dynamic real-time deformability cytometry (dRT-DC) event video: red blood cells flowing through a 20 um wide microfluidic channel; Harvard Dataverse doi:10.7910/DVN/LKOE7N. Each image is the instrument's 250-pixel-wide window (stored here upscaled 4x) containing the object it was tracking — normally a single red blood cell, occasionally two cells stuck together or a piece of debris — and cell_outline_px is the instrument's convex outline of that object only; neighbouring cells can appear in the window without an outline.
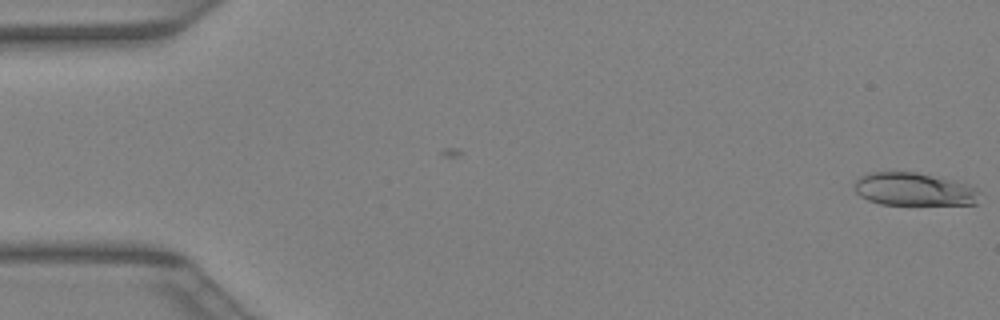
{"species": "Egyptian fruit bat (a non-hibernating species)", "species_latin": "Rousettus aegyptiacus", "temperature_condition": "warm", "stored_images_in_passage": 5, "camera_frame_rate_fps": 3000, "um_per_image_px": 0.085, "animal": {"sex": "female"}, "frame": {"image": 1, "passage_image": 5, "time_ms": 1.333, "image_size_px": [1000, 320], "cell_outline_px": [[980, 192], [976, 204], [880, 204], [868, 200], [860, 196], [856, 192], [856, 180], [860, 176], [868, 172], [916, 172], [952, 180], [968, 184], [976, 188]], "centroid_in_image_um": [77.69, 16.08], "position_along_channel_um": 7.3, "area_um2": 23.87}}